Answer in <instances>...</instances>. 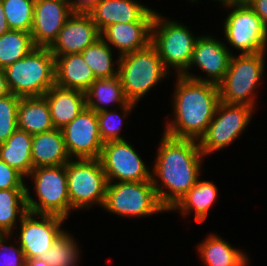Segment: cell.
Masks as SVG:
<instances>
[{
	"label": "cell",
	"instance_id": "1",
	"mask_svg": "<svg viewBox=\"0 0 267 266\" xmlns=\"http://www.w3.org/2000/svg\"><path fill=\"white\" fill-rule=\"evenodd\" d=\"M151 180L161 205L169 212L201 176L204 154L199 142L162 133Z\"/></svg>",
	"mask_w": 267,
	"mask_h": 266
},
{
	"label": "cell",
	"instance_id": "2",
	"mask_svg": "<svg viewBox=\"0 0 267 266\" xmlns=\"http://www.w3.org/2000/svg\"><path fill=\"white\" fill-rule=\"evenodd\" d=\"M172 117L164 126V134L178 139L199 141L205 134L220 103L217 84L196 81L183 75H174Z\"/></svg>",
	"mask_w": 267,
	"mask_h": 266
},
{
	"label": "cell",
	"instance_id": "3",
	"mask_svg": "<svg viewBox=\"0 0 267 266\" xmlns=\"http://www.w3.org/2000/svg\"><path fill=\"white\" fill-rule=\"evenodd\" d=\"M198 37L187 25L156 11L151 45L170 74L182 75L188 69Z\"/></svg>",
	"mask_w": 267,
	"mask_h": 266
},
{
	"label": "cell",
	"instance_id": "4",
	"mask_svg": "<svg viewBox=\"0 0 267 266\" xmlns=\"http://www.w3.org/2000/svg\"><path fill=\"white\" fill-rule=\"evenodd\" d=\"M3 70L10 93L20 98L43 96L55 85V57L49 47H36Z\"/></svg>",
	"mask_w": 267,
	"mask_h": 266
},
{
	"label": "cell",
	"instance_id": "5",
	"mask_svg": "<svg viewBox=\"0 0 267 266\" xmlns=\"http://www.w3.org/2000/svg\"><path fill=\"white\" fill-rule=\"evenodd\" d=\"M267 51L233 54L224 79L218 84L220 100L229 104L258 106L256 95L265 73Z\"/></svg>",
	"mask_w": 267,
	"mask_h": 266
},
{
	"label": "cell",
	"instance_id": "6",
	"mask_svg": "<svg viewBox=\"0 0 267 266\" xmlns=\"http://www.w3.org/2000/svg\"><path fill=\"white\" fill-rule=\"evenodd\" d=\"M27 178H31L30 181L34 184L32 190L26 182V205L29 212L69 218L70 200L66 164L34 168L26 180ZM33 194L35 199L32 197Z\"/></svg>",
	"mask_w": 267,
	"mask_h": 266
},
{
	"label": "cell",
	"instance_id": "7",
	"mask_svg": "<svg viewBox=\"0 0 267 266\" xmlns=\"http://www.w3.org/2000/svg\"><path fill=\"white\" fill-rule=\"evenodd\" d=\"M118 75L125 97L129 102L139 104L144 96L170 77L156 49L150 44L145 49L119 56Z\"/></svg>",
	"mask_w": 267,
	"mask_h": 266
},
{
	"label": "cell",
	"instance_id": "8",
	"mask_svg": "<svg viewBox=\"0 0 267 266\" xmlns=\"http://www.w3.org/2000/svg\"><path fill=\"white\" fill-rule=\"evenodd\" d=\"M109 214L124 218H147L168 212L160 203L152 180L107 182L102 207Z\"/></svg>",
	"mask_w": 267,
	"mask_h": 266
},
{
	"label": "cell",
	"instance_id": "9",
	"mask_svg": "<svg viewBox=\"0 0 267 266\" xmlns=\"http://www.w3.org/2000/svg\"><path fill=\"white\" fill-rule=\"evenodd\" d=\"M221 7L228 10L222 24L225 37L222 40L232 55V48L240 54L267 51V28L244 0Z\"/></svg>",
	"mask_w": 267,
	"mask_h": 266
},
{
	"label": "cell",
	"instance_id": "10",
	"mask_svg": "<svg viewBox=\"0 0 267 266\" xmlns=\"http://www.w3.org/2000/svg\"><path fill=\"white\" fill-rule=\"evenodd\" d=\"M66 173L70 213L103 207L107 180L100 159H70Z\"/></svg>",
	"mask_w": 267,
	"mask_h": 266
},
{
	"label": "cell",
	"instance_id": "11",
	"mask_svg": "<svg viewBox=\"0 0 267 266\" xmlns=\"http://www.w3.org/2000/svg\"><path fill=\"white\" fill-rule=\"evenodd\" d=\"M255 110L249 105L220 101L205 134L198 141L204 156H211L233 144L251 123Z\"/></svg>",
	"mask_w": 267,
	"mask_h": 266
},
{
	"label": "cell",
	"instance_id": "12",
	"mask_svg": "<svg viewBox=\"0 0 267 266\" xmlns=\"http://www.w3.org/2000/svg\"><path fill=\"white\" fill-rule=\"evenodd\" d=\"M127 140L103 144L100 160L107 182H141L151 180V168Z\"/></svg>",
	"mask_w": 267,
	"mask_h": 266
},
{
	"label": "cell",
	"instance_id": "13",
	"mask_svg": "<svg viewBox=\"0 0 267 266\" xmlns=\"http://www.w3.org/2000/svg\"><path fill=\"white\" fill-rule=\"evenodd\" d=\"M65 221L61 216L28 211L12 235L16 237L26 259L41 258L65 231L62 227Z\"/></svg>",
	"mask_w": 267,
	"mask_h": 266
},
{
	"label": "cell",
	"instance_id": "14",
	"mask_svg": "<svg viewBox=\"0 0 267 266\" xmlns=\"http://www.w3.org/2000/svg\"><path fill=\"white\" fill-rule=\"evenodd\" d=\"M226 44L215 35L200 34L193 50L188 69L182 74L196 81L219 84L225 77L232 54ZM204 72L205 76L195 74L192 69Z\"/></svg>",
	"mask_w": 267,
	"mask_h": 266
},
{
	"label": "cell",
	"instance_id": "15",
	"mask_svg": "<svg viewBox=\"0 0 267 266\" xmlns=\"http://www.w3.org/2000/svg\"><path fill=\"white\" fill-rule=\"evenodd\" d=\"M71 159H99L104 142L100 136L97 113L85 107L62 129Z\"/></svg>",
	"mask_w": 267,
	"mask_h": 266
},
{
	"label": "cell",
	"instance_id": "16",
	"mask_svg": "<svg viewBox=\"0 0 267 266\" xmlns=\"http://www.w3.org/2000/svg\"><path fill=\"white\" fill-rule=\"evenodd\" d=\"M74 12L61 0H35L32 30L36 47H50Z\"/></svg>",
	"mask_w": 267,
	"mask_h": 266
},
{
	"label": "cell",
	"instance_id": "17",
	"mask_svg": "<svg viewBox=\"0 0 267 266\" xmlns=\"http://www.w3.org/2000/svg\"><path fill=\"white\" fill-rule=\"evenodd\" d=\"M100 37V31L89 13L74 12L49 49L54 57L81 53Z\"/></svg>",
	"mask_w": 267,
	"mask_h": 266
},
{
	"label": "cell",
	"instance_id": "18",
	"mask_svg": "<svg viewBox=\"0 0 267 266\" xmlns=\"http://www.w3.org/2000/svg\"><path fill=\"white\" fill-rule=\"evenodd\" d=\"M137 0H98L88 12L100 33L112 24L153 22L156 10Z\"/></svg>",
	"mask_w": 267,
	"mask_h": 266
},
{
	"label": "cell",
	"instance_id": "19",
	"mask_svg": "<svg viewBox=\"0 0 267 266\" xmlns=\"http://www.w3.org/2000/svg\"><path fill=\"white\" fill-rule=\"evenodd\" d=\"M153 22L118 23L107 26L101 38L115 51L116 56L145 49L151 44Z\"/></svg>",
	"mask_w": 267,
	"mask_h": 266
},
{
	"label": "cell",
	"instance_id": "20",
	"mask_svg": "<svg viewBox=\"0 0 267 266\" xmlns=\"http://www.w3.org/2000/svg\"><path fill=\"white\" fill-rule=\"evenodd\" d=\"M215 233H209L197 245L198 255L205 266H250L251 258L245 250L232 246Z\"/></svg>",
	"mask_w": 267,
	"mask_h": 266
},
{
	"label": "cell",
	"instance_id": "21",
	"mask_svg": "<svg viewBox=\"0 0 267 266\" xmlns=\"http://www.w3.org/2000/svg\"><path fill=\"white\" fill-rule=\"evenodd\" d=\"M49 106L51 119L56 129L72 122L86 107L85 92L53 85L43 95Z\"/></svg>",
	"mask_w": 267,
	"mask_h": 266
},
{
	"label": "cell",
	"instance_id": "22",
	"mask_svg": "<svg viewBox=\"0 0 267 266\" xmlns=\"http://www.w3.org/2000/svg\"><path fill=\"white\" fill-rule=\"evenodd\" d=\"M217 185L213 181L199 178L196 184L182 197V199L169 211L179 212L185 218L195 215V221L206 222L212 206L219 196Z\"/></svg>",
	"mask_w": 267,
	"mask_h": 266
},
{
	"label": "cell",
	"instance_id": "23",
	"mask_svg": "<svg viewBox=\"0 0 267 266\" xmlns=\"http://www.w3.org/2000/svg\"><path fill=\"white\" fill-rule=\"evenodd\" d=\"M95 80L81 53L55 57V85L85 92Z\"/></svg>",
	"mask_w": 267,
	"mask_h": 266
},
{
	"label": "cell",
	"instance_id": "24",
	"mask_svg": "<svg viewBox=\"0 0 267 266\" xmlns=\"http://www.w3.org/2000/svg\"><path fill=\"white\" fill-rule=\"evenodd\" d=\"M31 155L33 169L67 164L71 159L61 129H52L32 135Z\"/></svg>",
	"mask_w": 267,
	"mask_h": 266
},
{
	"label": "cell",
	"instance_id": "25",
	"mask_svg": "<svg viewBox=\"0 0 267 266\" xmlns=\"http://www.w3.org/2000/svg\"><path fill=\"white\" fill-rule=\"evenodd\" d=\"M17 128L34 135L55 129L44 96L21 97L17 109Z\"/></svg>",
	"mask_w": 267,
	"mask_h": 266
},
{
	"label": "cell",
	"instance_id": "26",
	"mask_svg": "<svg viewBox=\"0 0 267 266\" xmlns=\"http://www.w3.org/2000/svg\"><path fill=\"white\" fill-rule=\"evenodd\" d=\"M86 107L96 113L109 110L107 106L126 105L129 101L125 97L119 75L112 78L96 79L85 91Z\"/></svg>",
	"mask_w": 267,
	"mask_h": 266
},
{
	"label": "cell",
	"instance_id": "27",
	"mask_svg": "<svg viewBox=\"0 0 267 266\" xmlns=\"http://www.w3.org/2000/svg\"><path fill=\"white\" fill-rule=\"evenodd\" d=\"M31 146L32 135L17 128L4 143H0V159L26 178L33 169Z\"/></svg>",
	"mask_w": 267,
	"mask_h": 266
},
{
	"label": "cell",
	"instance_id": "28",
	"mask_svg": "<svg viewBox=\"0 0 267 266\" xmlns=\"http://www.w3.org/2000/svg\"><path fill=\"white\" fill-rule=\"evenodd\" d=\"M27 212L26 189L0 190V234H13Z\"/></svg>",
	"mask_w": 267,
	"mask_h": 266
},
{
	"label": "cell",
	"instance_id": "29",
	"mask_svg": "<svg viewBox=\"0 0 267 266\" xmlns=\"http://www.w3.org/2000/svg\"><path fill=\"white\" fill-rule=\"evenodd\" d=\"M101 37L85 48L81 54L91 68L96 79L112 78L118 75L119 59ZM115 57V59H114Z\"/></svg>",
	"mask_w": 267,
	"mask_h": 266
},
{
	"label": "cell",
	"instance_id": "30",
	"mask_svg": "<svg viewBox=\"0 0 267 266\" xmlns=\"http://www.w3.org/2000/svg\"><path fill=\"white\" fill-rule=\"evenodd\" d=\"M34 48L32 35L21 30H10L0 36V68L24 58Z\"/></svg>",
	"mask_w": 267,
	"mask_h": 266
},
{
	"label": "cell",
	"instance_id": "31",
	"mask_svg": "<svg viewBox=\"0 0 267 266\" xmlns=\"http://www.w3.org/2000/svg\"><path fill=\"white\" fill-rule=\"evenodd\" d=\"M75 238L70 232L64 231L53 242L52 247L41 256V259L50 266H79L82 250Z\"/></svg>",
	"mask_w": 267,
	"mask_h": 266
},
{
	"label": "cell",
	"instance_id": "32",
	"mask_svg": "<svg viewBox=\"0 0 267 266\" xmlns=\"http://www.w3.org/2000/svg\"><path fill=\"white\" fill-rule=\"evenodd\" d=\"M135 107H137V104L128 102L126 105L118 108L120 112H118L117 107H113L114 109L97 113L99 132L104 143L125 140L124 136L121 135L122 127L125 124V119H128Z\"/></svg>",
	"mask_w": 267,
	"mask_h": 266
},
{
	"label": "cell",
	"instance_id": "33",
	"mask_svg": "<svg viewBox=\"0 0 267 266\" xmlns=\"http://www.w3.org/2000/svg\"><path fill=\"white\" fill-rule=\"evenodd\" d=\"M1 2L10 30L30 33L35 0H1Z\"/></svg>",
	"mask_w": 267,
	"mask_h": 266
},
{
	"label": "cell",
	"instance_id": "34",
	"mask_svg": "<svg viewBox=\"0 0 267 266\" xmlns=\"http://www.w3.org/2000/svg\"><path fill=\"white\" fill-rule=\"evenodd\" d=\"M20 97L8 94L0 98V143H4L17 130V109Z\"/></svg>",
	"mask_w": 267,
	"mask_h": 266
},
{
	"label": "cell",
	"instance_id": "35",
	"mask_svg": "<svg viewBox=\"0 0 267 266\" xmlns=\"http://www.w3.org/2000/svg\"><path fill=\"white\" fill-rule=\"evenodd\" d=\"M12 236V234H0V266H25L24 252L16 238ZM13 238L15 242L12 241Z\"/></svg>",
	"mask_w": 267,
	"mask_h": 266
},
{
	"label": "cell",
	"instance_id": "36",
	"mask_svg": "<svg viewBox=\"0 0 267 266\" xmlns=\"http://www.w3.org/2000/svg\"><path fill=\"white\" fill-rule=\"evenodd\" d=\"M26 178L0 159V190L26 189Z\"/></svg>",
	"mask_w": 267,
	"mask_h": 266
},
{
	"label": "cell",
	"instance_id": "37",
	"mask_svg": "<svg viewBox=\"0 0 267 266\" xmlns=\"http://www.w3.org/2000/svg\"><path fill=\"white\" fill-rule=\"evenodd\" d=\"M248 6L261 18L267 28V0H244Z\"/></svg>",
	"mask_w": 267,
	"mask_h": 266
},
{
	"label": "cell",
	"instance_id": "38",
	"mask_svg": "<svg viewBox=\"0 0 267 266\" xmlns=\"http://www.w3.org/2000/svg\"><path fill=\"white\" fill-rule=\"evenodd\" d=\"M98 0H68V4L73 12L88 13Z\"/></svg>",
	"mask_w": 267,
	"mask_h": 266
},
{
	"label": "cell",
	"instance_id": "39",
	"mask_svg": "<svg viewBox=\"0 0 267 266\" xmlns=\"http://www.w3.org/2000/svg\"><path fill=\"white\" fill-rule=\"evenodd\" d=\"M10 94V90L7 85V80L5 77V72L0 68V98Z\"/></svg>",
	"mask_w": 267,
	"mask_h": 266
},
{
	"label": "cell",
	"instance_id": "40",
	"mask_svg": "<svg viewBox=\"0 0 267 266\" xmlns=\"http://www.w3.org/2000/svg\"><path fill=\"white\" fill-rule=\"evenodd\" d=\"M10 31L7 19L5 17V13L3 10V4L0 0V36L5 34L6 32Z\"/></svg>",
	"mask_w": 267,
	"mask_h": 266
},
{
	"label": "cell",
	"instance_id": "41",
	"mask_svg": "<svg viewBox=\"0 0 267 266\" xmlns=\"http://www.w3.org/2000/svg\"><path fill=\"white\" fill-rule=\"evenodd\" d=\"M25 266H50V264L41 258H31L26 259Z\"/></svg>",
	"mask_w": 267,
	"mask_h": 266
},
{
	"label": "cell",
	"instance_id": "42",
	"mask_svg": "<svg viewBox=\"0 0 267 266\" xmlns=\"http://www.w3.org/2000/svg\"><path fill=\"white\" fill-rule=\"evenodd\" d=\"M188 3L191 2V3H199V0H187ZM215 1L216 3H220L221 6L223 5H227V4H232V3H237V2H240V1H243V0H213ZM222 3V4H221Z\"/></svg>",
	"mask_w": 267,
	"mask_h": 266
}]
</instances>
